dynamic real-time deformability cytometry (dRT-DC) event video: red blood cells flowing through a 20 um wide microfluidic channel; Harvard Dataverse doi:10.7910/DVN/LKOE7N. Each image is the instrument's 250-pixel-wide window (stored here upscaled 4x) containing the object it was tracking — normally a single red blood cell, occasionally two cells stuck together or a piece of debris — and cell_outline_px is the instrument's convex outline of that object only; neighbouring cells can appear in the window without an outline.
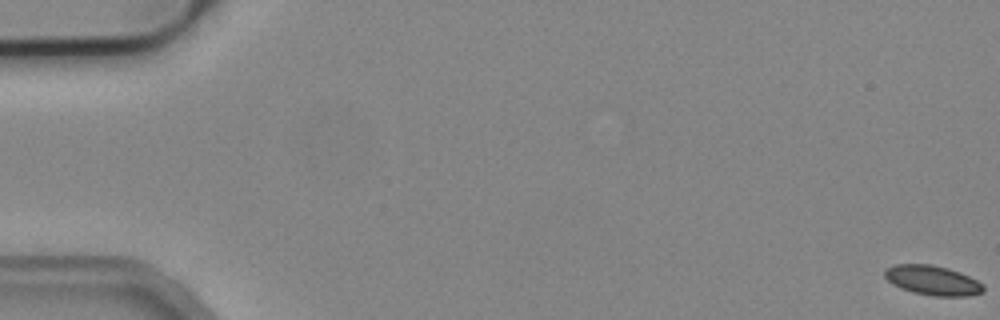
{"species": "common noctule bat (a hibernating species)", "species_latin": "Nyctalus noctula", "temperature_condition": "cold", "stored_images_in_passage": 56, "camera_frame_rate_fps": 3000, "um_per_image_px": 0.085, "animal": {"sex": "male", "body_mass_g": 19.2, "forearm_length_mm": 51.8}, "frame": {"image": 1, "passage_image": 1, "time_ms": 0.0, "image_size_px": [1000, 320], "cell_outline_px": [[984, 292], [968, 296], [932, 296], [912, 292], [900, 288], [892, 284], [884, 276], [884, 268], [892, 264], [932, 264], [948, 268], [960, 272], [984, 284]], "centroid_in_image_um": [79.24, 23.82], "position_along_channel_um": 5.8, "area_um2": 17.28}}
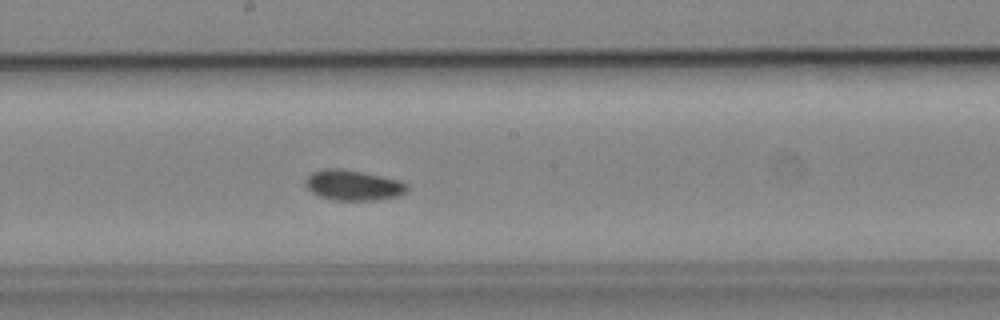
{"frame": {"image": 2, "passage_image": 31, "time_ms": 10.0, "image_size_px": [1000, 320], "cell_outline_px": [[408, 188], [400, 196], [376, 200], [332, 200], [320, 196], [312, 192], [304, 184], [304, 180], [312, 172], [320, 168], [340, 168], [364, 172], [400, 180], [408, 184]], "centroid_in_image_um": [30.01, 15.73], "position_along_channel_um": 218.2, "area_um2": 18.21}}
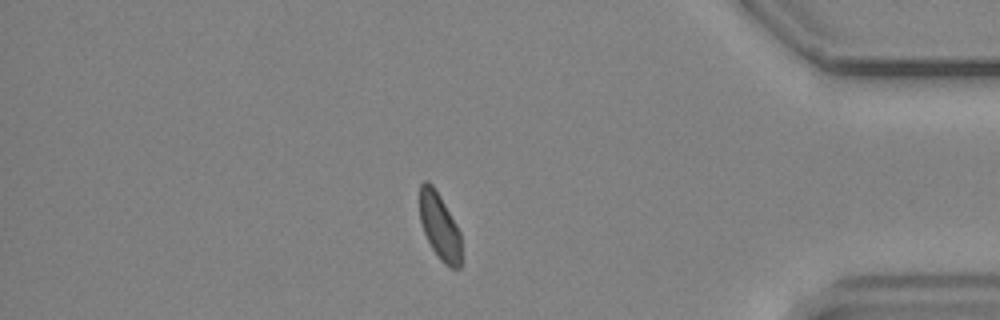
{"frame": {"image": 3, "passage_image": 48, "time_ms": 15.667, "image_size_px": [1000, 320], "cell_outline_px": [[460, 268], [448, 268], [440, 260], [432, 248], [424, 232], [420, 220], [420, 184], [424, 180], [428, 180], [432, 184], [440, 196], [456, 224], [460, 232]], "centroid_in_image_um": [37.35, 19.24], "position_along_channel_um": 397.8, "area_um2": 16.01}, "authors_computed_cell_mechanics": {"area_um2": 17.2244, "velocity_mm_per_s": 3.7772, "shape_relaxation_time_tau1_ms": 3.7573, "shape_relaxation_time_tau2_ms": 11.1165, "deformation_change_tau1": 0.0769, "deformation_change_tau2": 0.1039}}